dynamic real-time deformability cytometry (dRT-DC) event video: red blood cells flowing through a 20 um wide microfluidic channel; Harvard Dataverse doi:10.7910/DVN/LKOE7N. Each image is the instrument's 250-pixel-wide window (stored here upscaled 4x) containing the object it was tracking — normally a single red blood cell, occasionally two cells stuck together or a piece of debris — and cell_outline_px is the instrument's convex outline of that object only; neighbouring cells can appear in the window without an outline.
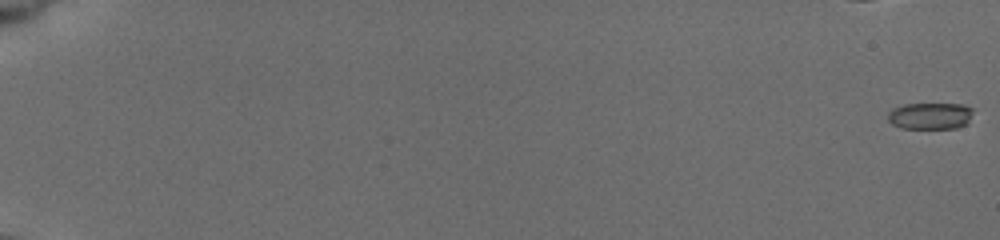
{"species": "common noctule bat (a hibernating species)", "species_latin": "Nyctalus noctula", "temperature_condition": "cold", "stored_images_in_passage": 49, "camera_frame_rate_fps": 3000, "um_per_image_px": 0.085, "animal": {"sex": "female", "body_mass_g": 19.5, "forearm_length_mm": 54.1}, "frame": {"image": 1, "passage_image": 1, "time_ms": 0.0, "image_size_px": [1000, 240], "cell_outline_px": [[972, 112], [968, 124], [956, 128], [900, 128], [892, 124], [888, 120], [888, 112], [892, 108], [904, 104], [964, 104], [972, 108]], "centroid_in_image_um": [79.06, 9.85], "position_along_channel_um": 5.9, "area_um2": 13.35}}